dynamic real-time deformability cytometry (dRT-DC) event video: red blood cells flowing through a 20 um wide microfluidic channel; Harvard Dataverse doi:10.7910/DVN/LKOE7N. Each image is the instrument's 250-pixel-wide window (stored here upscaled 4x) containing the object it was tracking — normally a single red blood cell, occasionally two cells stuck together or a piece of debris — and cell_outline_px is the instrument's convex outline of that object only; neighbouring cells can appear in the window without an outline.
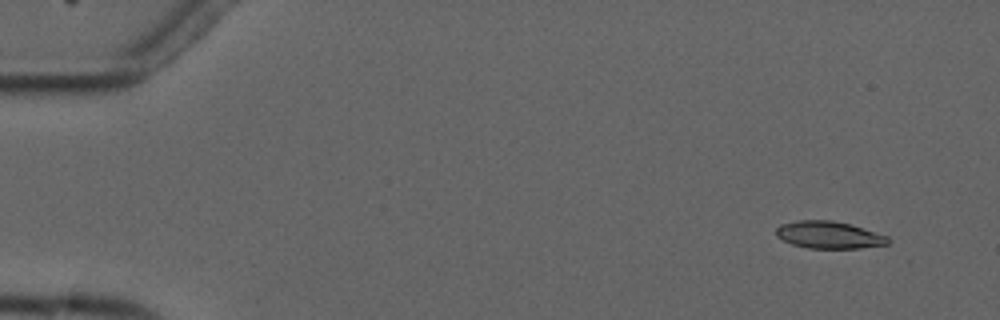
{"species": "common noctule bat (a hibernating species)", "species_latin": "Nyctalus noctula", "temperature_condition": "cold", "stored_images_in_passage": 8, "camera_frame_rate_fps": 3000, "um_per_image_px": 0.085, "animal": {"sex": "male", "forearm_length_mm": 52.5}, "frame": {"image": 1, "passage_image": 2, "time_ms": 1.0, "image_size_px": [1000, 320], "cell_outline_px": [[892, 240], [888, 244], [860, 248], [808, 248], [792, 244], [776, 236], [776, 228], [780, 224], [796, 220], [832, 220], [848, 224], [888, 236]], "centroid_in_image_um": [70.45, 19.97], "position_along_channel_um": 14.6, "area_um2": 17.69}}
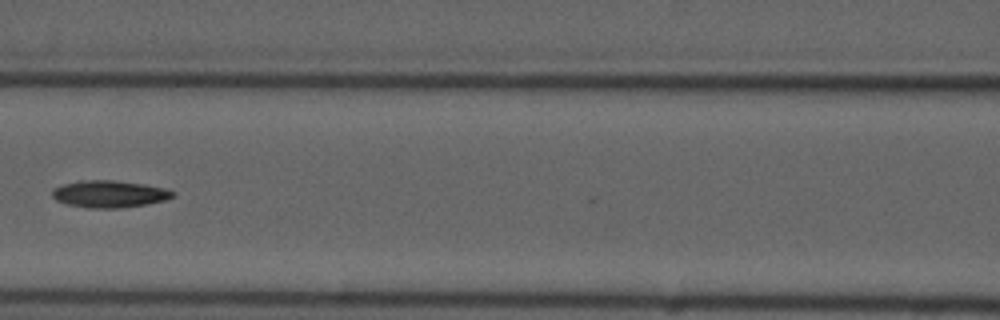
{"frame": {"image": 2, "passage_image": 7, "time_ms": 8.0, "image_size_px": [1000, 320], "cell_outline_px": [[176, 196], [164, 200], [148, 204], [120, 208], [92, 208], [68, 204], [56, 200], [52, 196], [52, 192], [56, 188], [64, 184], [80, 180], [112, 180], [144, 184], [164, 188], [176, 192]], "centroid_in_image_um": [9.34, 16.49], "position_along_channel_um": 157.3, "area_um2": 18.9}}
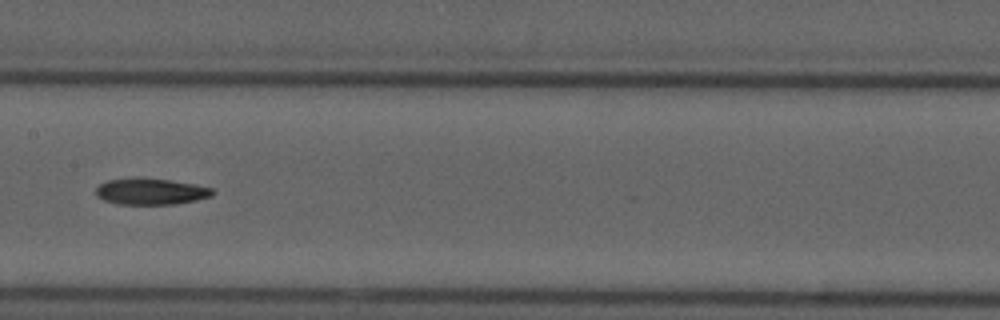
{"frame": {"image": 3, "passage_image": 8, "time_ms": 9.0, "image_size_px": [1000, 320], "cell_outline_px": [[216, 192], [212, 196], [196, 200], [176, 204], [120, 204], [104, 200], [96, 196], [96, 188], [100, 184], [108, 180], [168, 180], [192, 184], [212, 188]], "centroid_in_image_um": [12.86, 16.32], "position_along_channel_um": 194.5, "area_um2": 17.17}}